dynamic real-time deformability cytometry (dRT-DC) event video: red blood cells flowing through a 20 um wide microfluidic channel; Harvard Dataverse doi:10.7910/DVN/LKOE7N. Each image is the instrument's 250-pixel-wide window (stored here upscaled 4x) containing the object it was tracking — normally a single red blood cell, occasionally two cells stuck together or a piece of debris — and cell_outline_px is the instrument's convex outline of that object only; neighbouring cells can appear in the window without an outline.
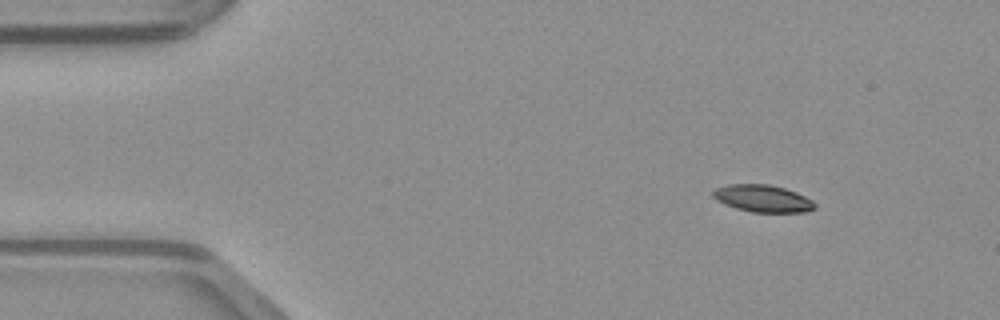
{"species": "common noctule bat (a hibernating species)", "species_latin": "Nyctalus noctula", "temperature_condition": "warm", "stored_images_in_passage": 43, "camera_frame_rate_fps": 3000, "um_per_image_px": 0.085, "animal": {"sex": "male", "body_mass_g": 23.1, "forearm_length_mm": 52.7}, "frame": {"image": 1, "passage_image": 1, "time_ms": 0.0, "image_size_px": [1000, 320], "cell_outline_px": [[816, 208], [808, 212], [752, 212], [736, 208], [724, 204], [716, 200], [712, 196], [712, 192], [716, 188], [728, 184], [768, 184], [784, 188], [796, 192], [812, 200], [816, 204]], "centroid_in_image_um": [64.83, 16.87], "position_along_channel_um": 20.2, "area_um2": 16.18}}
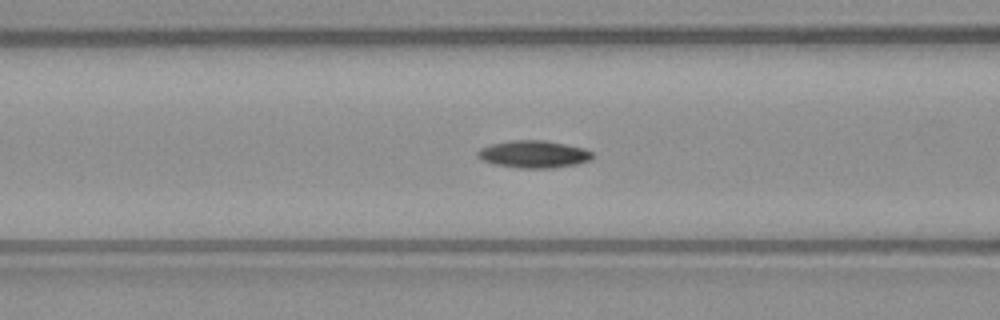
{"frame": {"image": 2, "passage_image": 14, "time_ms": 4.333, "image_size_px": [1000, 320], "cell_outline_px": [[592, 160], [576, 164], [552, 168], [520, 168], [496, 164], [484, 160], [476, 156], [476, 152], [480, 148], [492, 144], [512, 140], [544, 140], [584, 148], [592, 152]], "centroid_in_image_um": [45.37, 13.1], "position_along_channel_um": 121.2, "area_um2": 18.15}}
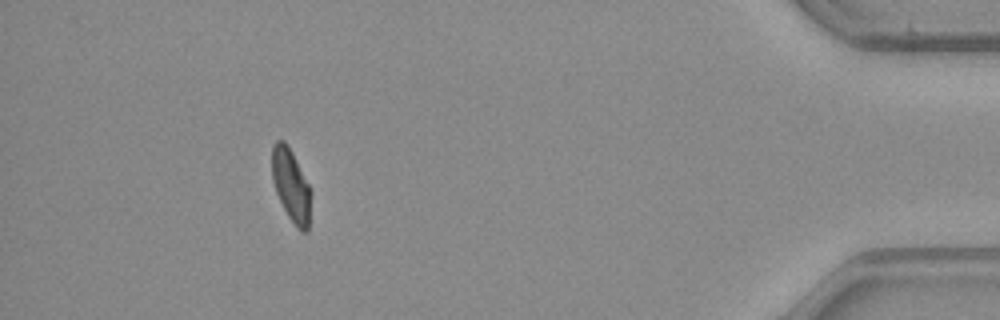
{"frame": {"image": 3, "passage_image": 39, "time_ms": 12.667, "image_size_px": [1000, 320], "cell_outline_px": [[312, 192], [308, 232], [300, 232], [296, 228], [288, 216], [276, 192], [272, 180], [272, 144], [276, 140], [284, 140], [292, 152]], "centroid_in_image_um": [24.75, 15.79], "position_along_channel_um": 410.5, "area_um2": 16.59}}